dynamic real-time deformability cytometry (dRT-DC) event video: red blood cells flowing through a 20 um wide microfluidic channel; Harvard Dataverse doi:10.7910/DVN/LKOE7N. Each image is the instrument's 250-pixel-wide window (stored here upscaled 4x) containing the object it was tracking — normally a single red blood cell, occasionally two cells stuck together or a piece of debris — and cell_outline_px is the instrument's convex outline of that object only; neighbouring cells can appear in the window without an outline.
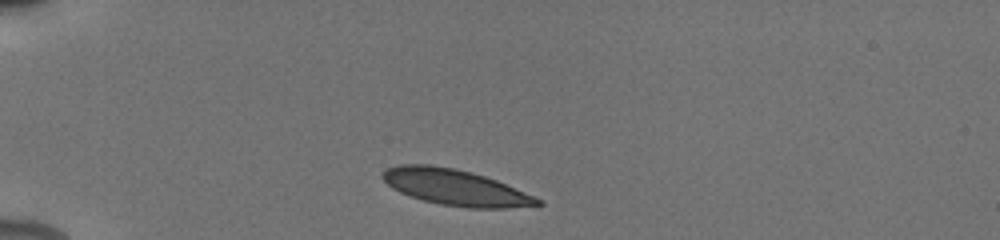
{"species": "human", "species_latin": "Homo sapiens", "temperature_condition": "cold", "stored_images_in_passage": 4, "camera_frame_rate_fps": 3000, "um_per_image_px": 0.085, "donor": {"sex": "male"}, "frame": {"image": 1, "passage_image": 1, "time_ms": 0.0, "image_size_px": [1000, 240], "cell_outline_px": [[544, 204], [504, 208], [468, 208], [440, 204], [424, 200], [400, 192], [392, 188], [380, 176], [388, 168], [400, 164], [428, 164], [452, 168], [472, 172], [496, 180], [544, 200]], "centroid_in_image_um": [38.71, 15.93], "position_along_channel_um": 46.3, "area_um2": 32.14}}